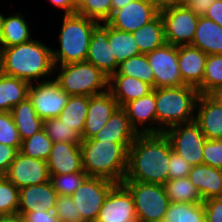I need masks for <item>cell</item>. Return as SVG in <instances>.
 I'll return each mask as SVG.
<instances>
[{
  "instance_id": "obj_37",
  "label": "cell",
  "mask_w": 222,
  "mask_h": 222,
  "mask_svg": "<svg viewBox=\"0 0 222 222\" xmlns=\"http://www.w3.org/2000/svg\"><path fill=\"white\" fill-rule=\"evenodd\" d=\"M52 144L53 141L42 129L32 137L23 140L19 152L27 157L47 161L52 149Z\"/></svg>"
},
{
  "instance_id": "obj_19",
  "label": "cell",
  "mask_w": 222,
  "mask_h": 222,
  "mask_svg": "<svg viewBox=\"0 0 222 222\" xmlns=\"http://www.w3.org/2000/svg\"><path fill=\"white\" fill-rule=\"evenodd\" d=\"M118 107L117 101L109 90L99 95L90 96L81 139H89L97 134Z\"/></svg>"
},
{
  "instance_id": "obj_27",
  "label": "cell",
  "mask_w": 222,
  "mask_h": 222,
  "mask_svg": "<svg viewBox=\"0 0 222 222\" xmlns=\"http://www.w3.org/2000/svg\"><path fill=\"white\" fill-rule=\"evenodd\" d=\"M10 113L21 141L32 137L43 128V120L37 115L29 98L14 106Z\"/></svg>"
},
{
  "instance_id": "obj_40",
  "label": "cell",
  "mask_w": 222,
  "mask_h": 222,
  "mask_svg": "<svg viewBox=\"0 0 222 222\" xmlns=\"http://www.w3.org/2000/svg\"><path fill=\"white\" fill-rule=\"evenodd\" d=\"M87 177L86 172L50 175V182L58 195L71 196Z\"/></svg>"
},
{
  "instance_id": "obj_31",
  "label": "cell",
  "mask_w": 222,
  "mask_h": 222,
  "mask_svg": "<svg viewBox=\"0 0 222 222\" xmlns=\"http://www.w3.org/2000/svg\"><path fill=\"white\" fill-rule=\"evenodd\" d=\"M89 108V96H70L58 118L81 137Z\"/></svg>"
},
{
  "instance_id": "obj_26",
  "label": "cell",
  "mask_w": 222,
  "mask_h": 222,
  "mask_svg": "<svg viewBox=\"0 0 222 222\" xmlns=\"http://www.w3.org/2000/svg\"><path fill=\"white\" fill-rule=\"evenodd\" d=\"M192 46L207 55L222 54V28L205 16H199Z\"/></svg>"
},
{
  "instance_id": "obj_20",
  "label": "cell",
  "mask_w": 222,
  "mask_h": 222,
  "mask_svg": "<svg viewBox=\"0 0 222 222\" xmlns=\"http://www.w3.org/2000/svg\"><path fill=\"white\" fill-rule=\"evenodd\" d=\"M47 166L50 175L83 171L80 143L54 142Z\"/></svg>"
},
{
  "instance_id": "obj_34",
  "label": "cell",
  "mask_w": 222,
  "mask_h": 222,
  "mask_svg": "<svg viewBox=\"0 0 222 222\" xmlns=\"http://www.w3.org/2000/svg\"><path fill=\"white\" fill-rule=\"evenodd\" d=\"M113 75H124L137 78L155 88L154 73L146 54H138L121 62L116 73Z\"/></svg>"
},
{
  "instance_id": "obj_56",
  "label": "cell",
  "mask_w": 222,
  "mask_h": 222,
  "mask_svg": "<svg viewBox=\"0 0 222 222\" xmlns=\"http://www.w3.org/2000/svg\"><path fill=\"white\" fill-rule=\"evenodd\" d=\"M3 19H4V14L0 13V49H1V41H2Z\"/></svg>"
},
{
  "instance_id": "obj_46",
  "label": "cell",
  "mask_w": 222,
  "mask_h": 222,
  "mask_svg": "<svg viewBox=\"0 0 222 222\" xmlns=\"http://www.w3.org/2000/svg\"><path fill=\"white\" fill-rule=\"evenodd\" d=\"M206 222H222V197L203 201Z\"/></svg>"
},
{
  "instance_id": "obj_53",
  "label": "cell",
  "mask_w": 222,
  "mask_h": 222,
  "mask_svg": "<svg viewBox=\"0 0 222 222\" xmlns=\"http://www.w3.org/2000/svg\"><path fill=\"white\" fill-rule=\"evenodd\" d=\"M0 222H24L20 214L0 216Z\"/></svg>"
},
{
  "instance_id": "obj_58",
  "label": "cell",
  "mask_w": 222,
  "mask_h": 222,
  "mask_svg": "<svg viewBox=\"0 0 222 222\" xmlns=\"http://www.w3.org/2000/svg\"><path fill=\"white\" fill-rule=\"evenodd\" d=\"M4 175L0 172V179L3 177Z\"/></svg>"
},
{
  "instance_id": "obj_17",
  "label": "cell",
  "mask_w": 222,
  "mask_h": 222,
  "mask_svg": "<svg viewBox=\"0 0 222 222\" xmlns=\"http://www.w3.org/2000/svg\"><path fill=\"white\" fill-rule=\"evenodd\" d=\"M86 61L92 63L109 78L116 73L119 64L108 42V23H98L92 32Z\"/></svg>"
},
{
  "instance_id": "obj_30",
  "label": "cell",
  "mask_w": 222,
  "mask_h": 222,
  "mask_svg": "<svg viewBox=\"0 0 222 222\" xmlns=\"http://www.w3.org/2000/svg\"><path fill=\"white\" fill-rule=\"evenodd\" d=\"M132 34L140 54L150 53L166 44L164 24L160 13Z\"/></svg>"
},
{
  "instance_id": "obj_15",
  "label": "cell",
  "mask_w": 222,
  "mask_h": 222,
  "mask_svg": "<svg viewBox=\"0 0 222 222\" xmlns=\"http://www.w3.org/2000/svg\"><path fill=\"white\" fill-rule=\"evenodd\" d=\"M158 14L151 0H133L125 7L114 11L107 23L115 29L133 33Z\"/></svg>"
},
{
  "instance_id": "obj_13",
  "label": "cell",
  "mask_w": 222,
  "mask_h": 222,
  "mask_svg": "<svg viewBox=\"0 0 222 222\" xmlns=\"http://www.w3.org/2000/svg\"><path fill=\"white\" fill-rule=\"evenodd\" d=\"M4 176L19 190L50 181L47 161L27 157L20 152L17 153Z\"/></svg>"
},
{
  "instance_id": "obj_45",
  "label": "cell",
  "mask_w": 222,
  "mask_h": 222,
  "mask_svg": "<svg viewBox=\"0 0 222 222\" xmlns=\"http://www.w3.org/2000/svg\"><path fill=\"white\" fill-rule=\"evenodd\" d=\"M193 166L185 161L181 156L172 151L168 164V180L188 177Z\"/></svg>"
},
{
  "instance_id": "obj_42",
  "label": "cell",
  "mask_w": 222,
  "mask_h": 222,
  "mask_svg": "<svg viewBox=\"0 0 222 222\" xmlns=\"http://www.w3.org/2000/svg\"><path fill=\"white\" fill-rule=\"evenodd\" d=\"M21 139L10 112H0V143L20 150Z\"/></svg>"
},
{
  "instance_id": "obj_6",
  "label": "cell",
  "mask_w": 222,
  "mask_h": 222,
  "mask_svg": "<svg viewBox=\"0 0 222 222\" xmlns=\"http://www.w3.org/2000/svg\"><path fill=\"white\" fill-rule=\"evenodd\" d=\"M54 76L69 96L90 97L109 90V77L87 61L55 65Z\"/></svg>"
},
{
  "instance_id": "obj_10",
  "label": "cell",
  "mask_w": 222,
  "mask_h": 222,
  "mask_svg": "<svg viewBox=\"0 0 222 222\" xmlns=\"http://www.w3.org/2000/svg\"><path fill=\"white\" fill-rule=\"evenodd\" d=\"M167 44L173 46L191 45L195 36L199 16L189 8L179 6L160 13Z\"/></svg>"
},
{
  "instance_id": "obj_7",
  "label": "cell",
  "mask_w": 222,
  "mask_h": 222,
  "mask_svg": "<svg viewBox=\"0 0 222 222\" xmlns=\"http://www.w3.org/2000/svg\"><path fill=\"white\" fill-rule=\"evenodd\" d=\"M134 199L138 222H163L170 201L164 185L123 181Z\"/></svg>"
},
{
  "instance_id": "obj_32",
  "label": "cell",
  "mask_w": 222,
  "mask_h": 222,
  "mask_svg": "<svg viewBox=\"0 0 222 222\" xmlns=\"http://www.w3.org/2000/svg\"><path fill=\"white\" fill-rule=\"evenodd\" d=\"M108 42L118 64L140 54L132 33L115 29L109 24Z\"/></svg>"
},
{
  "instance_id": "obj_54",
  "label": "cell",
  "mask_w": 222,
  "mask_h": 222,
  "mask_svg": "<svg viewBox=\"0 0 222 222\" xmlns=\"http://www.w3.org/2000/svg\"><path fill=\"white\" fill-rule=\"evenodd\" d=\"M133 0H111V6H112V13L116 10H119L129 3H131Z\"/></svg>"
},
{
  "instance_id": "obj_52",
  "label": "cell",
  "mask_w": 222,
  "mask_h": 222,
  "mask_svg": "<svg viewBox=\"0 0 222 222\" xmlns=\"http://www.w3.org/2000/svg\"><path fill=\"white\" fill-rule=\"evenodd\" d=\"M47 1H49L52 6L57 7V10L62 9V11H64V15L76 13L72 0H47Z\"/></svg>"
},
{
  "instance_id": "obj_38",
  "label": "cell",
  "mask_w": 222,
  "mask_h": 222,
  "mask_svg": "<svg viewBox=\"0 0 222 222\" xmlns=\"http://www.w3.org/2000/svg\"><path fill=\"white\" fill-rule=\"evenodd\" d=\"M44 132L54 142L80 143L81 136L58 117L43 120Z\"/></svg>"
},
{
  "instance_id": "obj_49",
  "label": "cell",
  "mask_w": 222,
  "mask_h": 222,
  "mask_svg": "<svg viewBox=\"0 0 222 222\" xmlns=\"http://www.w3.org/2000/svg\"><path fill=\"white\" fill-rule=\"evenodd\" d=\"M214 0H186L185 6L198 16H205Z\"/></svg>"
},
{
  "instance_id": "obj_25",
  "label": "cell",
  "mask_w": 222,
  "mask_h": 222,
  "mask_svg": "<svg viewBox=\"0 0 222 222\" xmlns=\"http://www.w3.org/2000/svg\"><path fill=\"white\" fill-rule=\"evenodd\" d=\"M137 135L129 123L125 110L118 107L106 125L92 138L99 141L134 142Z\"/></svg>"
},
{
  "instance_id": "obj_29",
  "label": "cell",
  "mask_w": 222,
  "mask_h": 222,
  "mask_svg": "<svg viewBox=\"0 0 222 222\" xmlns=\"http://www.w3.org/2000/svg\"><path fill=\"white\" fill-rule=\"evenodd\" d=\"M29 25L20 11L11 15L4 14L1 48L19 45L33 39Z\"/></svg>"
},
{
  "instance_id": "obj_43",
  "label": "cell",
  "mask_w": 222,
  "mask_h": 222,
  "mask_svg": "<svg viewBox=\"0 0 222 222\" xmlns=\"http://www.w3.org/2000/svg\"><path fill=\"white\" fill-rule=\"evenodd\" d=\"M54 212L60 222H83L71 196L58 195Z\"/></svg>"
},
{
  "instance_id": "obj_8",
  "label": "cell",
  "mask_w": 222,
  "mask_h": 222,
  "mask_svg": "<svg viewBox=\"0 0 222 222\" xmlns=\"http://www.w3.org/2000/svg\"><path fill=\"white\" fill-rule=\"evenodd\" d=\"M172 150L191 166L203 164V147L206 141L195 121L174 125L164 132Z\"/></svg>"
},
{
  "instance_id": "obj_41",
  "label": "cell",
  "mask_w": 222,
  "mask_h": 222,
  "mask_svg": "<svg viewBox=\"0 0 222 222\" xmlns=\"http://www.w3.org/2000/svg\"><path fill=\"white\" fill-rule=\"evenodd\" d=\"M76 13L98 23H106L112 15L111 0H86Z\"/></svg>"
},
{
  "instance_id": "obj_35",
  "label": "cell",
  "mask_w": 222,
  "mask_h": 222,
  "mask_svg": "<svg viewBox=\"0 0 222 222\" xmlns=\"http://www.w3.org/2000/svg\"><path fill=\"white\" fill-rule=\"evenodd\" d=\"M165 222H206L203 203H170Z\"/></svg>"
},
{
  "instance_id": "obj_33",
  "label": "cell",
  "mask_w": 222,
  "mask_h": 222,
  "mask_svg": "<svg viewBox=\"0 0 222 222\" xmlns=\"http://www.w3.org/2000/svg\"><path fill=\"white\" fill-rule=\"evenodd\" d=\"M164 188L171 203H203L199 190L188 177L168 180Z\"/></svg>"
},
{
  "instance_id": "obj_55",
  "label": "cell",
  "mask_w": 222,
  "mask_h": 222,
  "mask_svg": "<svg viewBox=\"0 0 222 222\" xmlns=\"http://www.w3.org/2000/svg\"><path fill=\"white\" fill-rule=\"evenodd\" d=\"M75 10L77 11L85 2L86 0H72Z\"/></svg>"
},
{
  "instance_id": "obj_57",
  "label": "cell",
  "mask_w": 222,
  "mask_h": 222,
  "mask_svg": "<svg viewBox=\"0 0 222 222\" xmlns=\"http://www.w3.org/2000/svg\"><path fill=\"white\" fill-rule=\"evenodd\" d=\"M213 96H215L220 102H222V87L218 89Z\"/></svg>"
},
{
  "instance_id": "obj_16",
  "label": "cell",
  "mask_w": 222,
  "mask_h": 222,
  "mask_svg": "<svg viewBox=\"0 0 222 222\" xmlns=\"http://www.w3.org/2000/svg\"><path fill=\"white\" fill-rule=\"evenodd\" d=\"M122 108L137 134H157L155 88L148 95L124 104Z\"/></svg>"
},
{
  "instance_id": "obj_24",
  "label": "cell",
  "mask_w": 222,
  "mask_h": 222,
  "mask_svg": "<svg viewBox=\"0 0 222 222\" xmlns=\"http://www.w3.org/2000/svg\"><path fill=\"white\" fill-rule=\"evenodd\" d=\"M109 91L119 107L148 95L153 87L140 79L124 75H112L109 78Z\"/></svg>"
},
{
  "instance_id": "obj_2",
  "label": "cell",
  "mask_w": 222,
  "mask_h": 222,
  "mask_svg": "<svg viewBox=\"0 0 222 222\" xmlns=\"http://www.w3.org/2000/svg\"><path fill=\"white\" fill-rule=\"evenodd\" d=\"M51 49L34 37L28 42L1 48L0 72L30 84L50 80L55 71Z\"/></svg>"
},
{
  "instance_id": "obj_1",
  "label": "cell",
  "mask_w": 222,
  "mask_h": 222,
  "mask_svg": "<svg viewBox=\"0 0 222 222\" xmlns=\"http://www.w3.org/2000/svg\"><path fill=\"white\" fill-rule=\"evenodd\" d=\"M172 146L164 133L138 134L128 150V165L123 181L164 185Z\"/></svg>"
},
{
  "instance_id": "obj_11",
  "label": "cell",
  "mask_w": 222,
  "mask_h": 222,
  "mask_svg": "<svg viewBox=\"0 0 222 222\" xmlns=\"http://www.w3.org/2000/svg\"><path fill=\"white\" fill-rule=\"evenodd\" d=\"M69 97L54 78L32 83L29 87L28 98L42 120L57 118Z\"/></svg>"
},
{
  "instance_id": "obj_28",
  "label": "cell",
  "mask_w": 222,
  "mask_h": 222,
  "mask_svg": "<svg viewBox=\"0 0 222 222\" xmlns=\"http://www.w3.org/2000/svg\"><path fill=\"white\" fill-rule=\"evenodd\" d=\"M30 83L0 72V112H10L28 98Z\"/></svg>"
},
{
  "instance_id": "obj_50",
  "label": "cell",
  "mask_w": 222,
  "mask_h": 222,
  "mask_svg": "<svg viewBox=\"0 0 222 222\" xmlns=\"http://www.w3.org/2000/svg\"><path fill=\"white\" fill-rule=\"evenodd\" d=\"M205 17L211 19L222 28V0H214Z\"/></svg>"
},
{
  "instance_id": "obj_44",
  "label": "cell",
  "mask_w": 222,
  "mask_h": 222,
  "mask_svg": "<svg viewBox=\"0 0 222 222\" xmlns=\"http://www.w3.org/2000/svg\"><path fill=\"white\" fill-rule=\"evenodd\" d=\"M203 164L222 169V139H206L203 147Z\"/></svg>"
},
{
  "instance_id": "obj_4",
  "label": "cell",
  "mask_w": 222,
  "mask_h": 222,
  "mask_svg": "<svg viewBox=\"0 0 222 222\" xmlns=\"http://www.w3.org/2000/svg\"><path fill=\"white\" fill-rule=\"evenodd\" d=\"M58 34L59 49H51L55 65L86 61L92 32L97 21L85 16L65 14Z\"/></svg>"
},
{
  "instance_id": "obj_51",
  "label": "cell",
  "mask_w": 222,
  "mask_h": 222,
  "mask_svg": "<svg viewBox=\"0 0 222 222\" xmlns=\"http://www.w3.org/2000/svg\"><path fill=\"white\" fill-rule=\"evenodd\" d=\"M151 1L159 13H161L166 9L184 6L186 2V0H151Z\"/></svg>"
},
{
  "instance_id": "obj_18",
  "label": "cell",
  "mask_w": 222,
  "mask_h": 222,
  "mask_svg": "<svg viewBox=\"0 0 222 222\" xmlns=\"http://www.w3.org/2000/svg\"><path fill=\"white\" fill-rule=\"evenodd\" d=\"M194 121L206 139H222V102L213 95L200 94Z\"/></svg>"
},
{
  "instance_id": "obj_12",
  "label": "cell",
  "mask_w": 222,
  "mask_h": 222,
  "mask_svg": "<svg viewBox=\"0 0 222 222\" xmlns=\"http://www.w3.org/2000/svg\"><path fill=\"white\" fill-rule=\"evenodd\" d=\"M155 77V88L184 85L178 66V46L165 44L146 54Z\"/></svg>"
},
{
  "instance_id": "obj_22",
  "label": "cell",
  "mask_w": 222,
  "mask_h": 222,
  "mask_svg": "<svg viewBox=\"0 0 222 222\" xmlns=\"http://www.w3.org/2000/svg\"><path fill=\"white\" fill-rule=\"evenodd\" d=\"M207 54L192 45L178 46V66L184 85L198 89L205 74Z\"/></svg>"
},
{
  "instance_id": "obj_9",
  "label": "cell",
  "mask_w": 222,
  "mask_h": 222,
  "mask_svg": "<svg viewBox=\"0 0 222 222\" xmlns=\"http://www.w3.org/2000/svg\"><path fill=\"white\" fill-rule=\"evenodd\" d=\"M115 185V182L101 177L85 178L71 195L83 222L96 221L106 196Z\"/></svg>"
},
{
  "instance_id": "obj_36",
  "label": "cell",
  "mask_w": 222,
  "mask_h": 222,
  "mask_svg": "<svg viewBox=\"0 0 222 222\" xmlns=\"http://www.w3.org/2000/svg\"><path fill=\"white\" fill-rule=\"evenodd\" d=\"M222 87V54L207 55L203 82L199 94L213 95Z\"/></svg>"
},
{
  "instance_id": "obj_21",
  "label": "cell",
  "mask_w": 222,
  "mask_h": 222,
  "mask_svg": "<svg viewBox=\"0 0 222 222\" xmlns=\"http://www.w3.org/2000/svg\"><path fill=\"white\" fill-rule=\"evenodd\" d=\"M58 198L50 181L40 185H30L19 190L18 214L23 216L33 211H54Z\"/></svg>"
},
{
  "instance_id": "obj_39",
  "label": "cell",
  "mask_w": 222,
  "mask_h": 222,
  "mask_svg": "<svg viewBox=\"0 0 222 222\" xmlns=\"http://www.w3.org/2000/svg\"><path fill=\"white\" fill-rule=\"evenodd\" d=\"M19 189L5 176L0 179V216L18 213Z\"/></svg>"
},
{
  "instance_id": "obj_48",
  "label": "cell",
  "mask_w": 222,
  "mask_h": 222,
  "mask_svg": "<svg viewBox=\"0 0 222 222\" xmlns=\"http://www.w3.org/2000/svg\"><path fill=\"white\" fill-rule=\"evenodd\" d=\"M24 222H60L54 211H33L23 216Z\"/></svg>"
},
{
  "instance_id": "obj_23",
  "label": "cell",
  "mask_w": 222,
  "mask_h": 222,
  "mask_svg": "<svg viewBox=\"0 0 222 222\" xmlns=\"http://www.w3.org/2000/svg\"><path fill=\"white\" fill-rule=\"evenodd\" d=\"M188 178L199 190L203 201L222 197V169L196 165L190 170Z\"/></svg>"
},
{
  "instance_id": "obj_5",
  "label": "cell",
  "mask_w": 222,
  "mask_h": 222,
  "mask_svg": "<svg viewBox=\"0 0 222 222\" xmlns=\"http://www.w3.org/2000/svg\"><path fill=\"white\" fill-rule=\"evenodd\" d=\"M199 95L198 89L188 85L155 88L157 134L174 125L194 121Z\"/></svg>"
},
{
  "instance_id": "obj_14",
  "label": "cell",
  "mask_w": 222,
  "mask_h": 222,
  "mask_svg": "<svg viewBox=\"0 0 222 222\" xmlns=\"http://www.w3.org/2000/svg\"><path fill=\"white\" fill-rule=\"evenodd\" d=\"M95 222H138L133 196L123 184L109 191Z\"/></svg>"
},
{
  "instance_id": "obj_47",
  "label": "cell",
  "mask_w": 222,
  "mask_h": 222,
  "mask_svg": "<svg viewBox=\"0 0 222 222\" xmlns=\"http://www.w3.org/2000/svg\"><path fill=\"white\" fill-rule=\"evenodd\" d=\"M18 152L17 148L0 143V172L3 175L8 171Z\"/></svg>"
},
{
  "instance_id": "obj_3",
  "label": "cell",
  "mask_w": 222,
  "mask_h": 222,
  "mask_svg": "<svg viewBox=\"0 0 222 222\" xmlns=\"http://www.w3.org/2000/svg\"><path fill=\"white\" fill-rule=\"evenodd\" d=\"M133 142L99 141L93 138L80 142L82 166L87 176L101 177L122 184L128 165V150Z\"/></svg>"
}]
</instances>
